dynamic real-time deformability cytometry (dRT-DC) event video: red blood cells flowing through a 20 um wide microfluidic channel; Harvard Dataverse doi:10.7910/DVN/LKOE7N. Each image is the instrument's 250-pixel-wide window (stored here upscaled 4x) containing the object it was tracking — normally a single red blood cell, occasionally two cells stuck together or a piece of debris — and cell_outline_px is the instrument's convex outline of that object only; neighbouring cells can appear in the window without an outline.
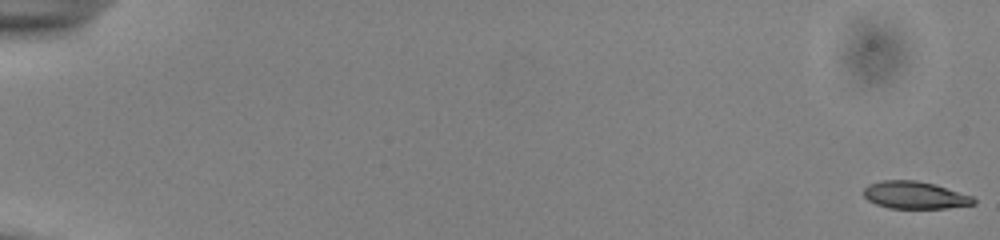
{"species": "common noctule bat (a hibernating species)", "species_latin": "Nyctalus noctula", "temperature_condition": "cold", "stored_images_in_passage": 37, "camera_frame_rate_fps": 3000, "um_per_image_px": 0.085, "animal": {"sex": "male", "body_mass_g": 13.0, "forearm_length_mm": 53.1}, "frame": {"image": 1, "passage_image": 1, "time_ms": 0.0, "image_size_px": [1000, 240], "cell_outline_px": [[976, 204], [948, 208], [888, 208], [876, 204], [868, 200], [864, 196], [864, 188], [868, 184], [880, 180], [916, 180], [932, 184], [972, 196], [976, 200]], "centroid_in_image_um": [77.74, 16.59], "position_along_channel_um": 7.3, "area_um2": 17.46}}
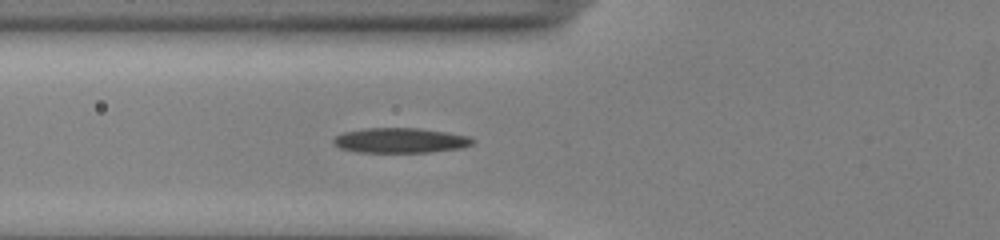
{"frame": {"image": 2, "passage_image": 22, "time_ms": 7.0, "image_size_px": [1000, 240], "cell_outline_px": [[476, 140], [472, 144], [464, 148], [432, 152], [360, 152], [340, 148], [332, 144], [332, 140], [336, 136], [344, 132], [364, 128], [420, 128], [468, 136]], "centroid_in_image_um": [34.03, 11.94], "position_along_channel_um": 91.8, "area_um2": 20.35}}
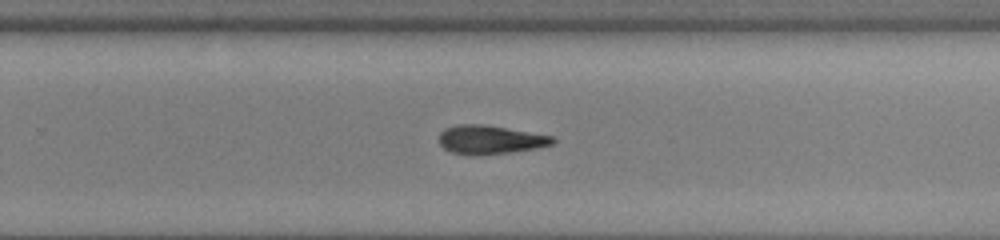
{"frame": {"image": 3, "passage_image": 37, "time_ms": 12.0, "image_size_px": [1000, 240], "cell_outline_px": [[556, 140], [552, 144], [536, 148], [508, 152], [472, 156], [452, 152], [444, 148], [440, 144], [440, 132], [444, 128], [456, 124], [484, 124], [556, 136]], "centroid_in_image_um": [41.67, 11.86], "position_along_channel_um": 288.1, "area_um2": 19.13}}